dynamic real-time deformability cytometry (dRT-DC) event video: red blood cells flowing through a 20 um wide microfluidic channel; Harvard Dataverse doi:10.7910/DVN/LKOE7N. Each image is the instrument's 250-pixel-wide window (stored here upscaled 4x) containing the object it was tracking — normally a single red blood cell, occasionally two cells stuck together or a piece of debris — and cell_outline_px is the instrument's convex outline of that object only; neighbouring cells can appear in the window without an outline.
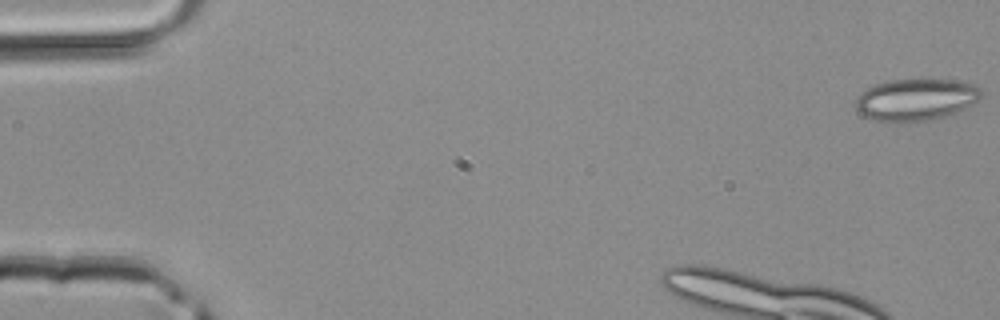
{"species": "common noctule bat (a hibernating species)", "species_latin": "Nyctalus noctula", "temperature_condition": "room temperature", "stored_images_in_passage": 8, "camera_frame_rate_fps": 3000, "um_per_image_px": 0.085, "animal": {"sex": "male", "body_mass_g": 20.4}, "frame": {"image": 1, "passage_image": 1, "time_ms": 0.0, "image_size_px": [1000, 320], "cell_outline_px": [[984, 96], [964, 108], [956, 112], [936, 120], [900, 124], [896, 124], [876, 120], [864, 116], [856, 112], [856, 96], [860, 92], [876, 84], [888, 80], [928, 76], [956, 80], [976, 84], [984, 92]], "centroid_in_image_um": [77.87, 8.44], "position_along_channel_um": 7.1, "area_um2": 32.37}}